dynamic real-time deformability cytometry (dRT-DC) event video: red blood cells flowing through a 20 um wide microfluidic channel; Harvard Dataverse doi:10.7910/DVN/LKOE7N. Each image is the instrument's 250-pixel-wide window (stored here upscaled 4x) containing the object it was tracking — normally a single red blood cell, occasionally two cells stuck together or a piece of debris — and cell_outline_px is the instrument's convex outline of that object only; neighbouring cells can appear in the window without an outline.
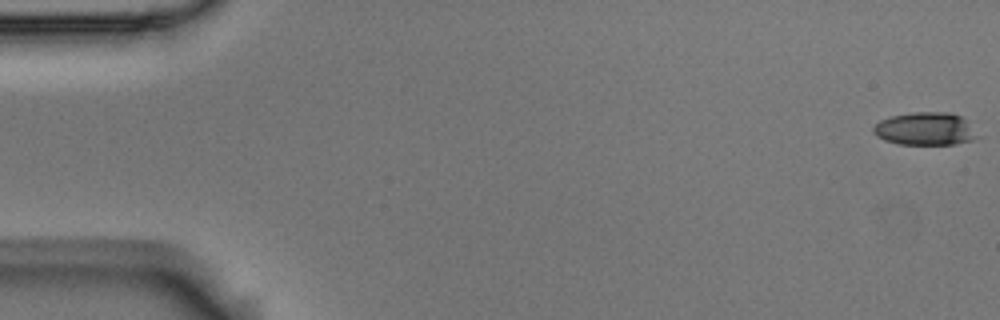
{"species": "Egyptian fruit bat (a non-hibernating species)", "species_latin": "Rousettus aegyptiacus", "temperature_condition": "room temperature", "stored_images_in_passage": 57, "camera_frame_rate_fps": 3000, "um_per_image_px": 0.085, "animal": {"sex": "male"}, "frame": {"image": 1, "passage_image": 1, "time_ms": 0.0, "image_size_px": [1000, 320], "cell_outline_px": [[980, 136], [972, 140], [956, 144], [900, 144], [884, 140], [876, 136], [872, 132], [872, 128], [880, 120], [892, 116], [912, 112], [952, 112], [960, 116]], "centroid_in_image_um": [78.62, 10.95], "position_along_channel_um": 6.4, "area_um2": 19.88}}
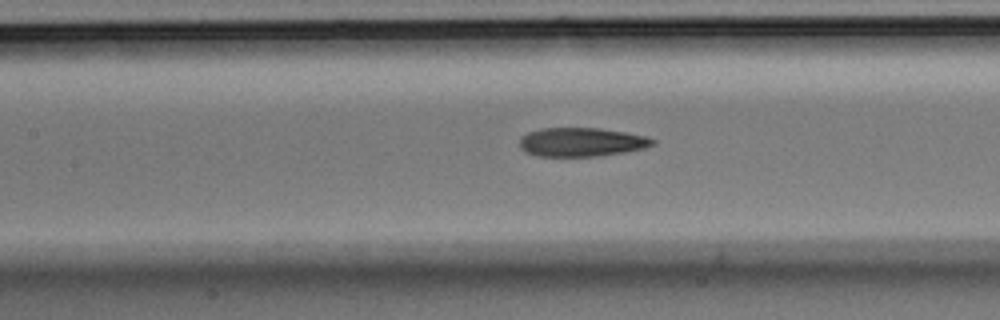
{"frame": {"image": 2, "passage_image": 26, "time_ms": 8.333, "image_size_px": [1000, 320], "cell_outline_px": [[656, 144], [644, 148], [624, 152], [596, 156], [536, 156], [524, 152], [520, 148], [520, 136], [528, 132], [540, 128], [600, 128], [624, 132], [644, 136], [656, 140]], "centroid_in_image_um": [49.39, 12.07], "position_along_channel_um": 158.0, "area_um2": 22.43}}
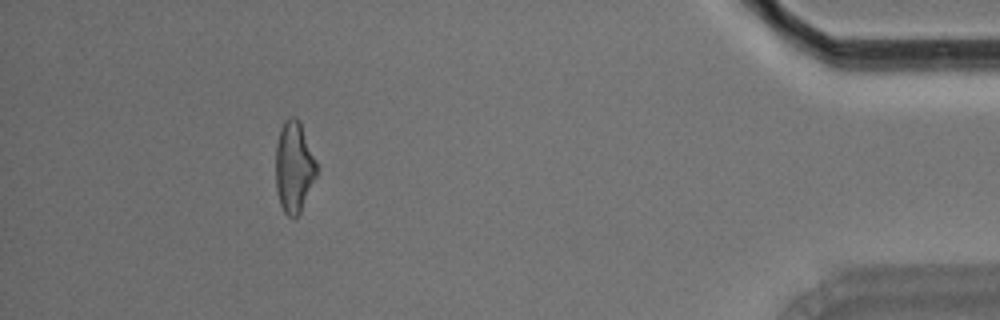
{"frame": {"image": 3, "passage_image": 52, "time_ms": 17.0, "image_size_px": [1000, 320], "cell_outline_px": [[320, 168], [300, 212], [292, 220], [284, 212], [280, 204], [276, 192], [276, 144], [280, 128], [284, 120], [288, 116], [292, 116], [300, 120]], "centroid_in_image_um": [25.0, 14.17], "position_along_channel_um": 410.2, "area_um2": 22.25}, "authors_computed_cell_mechanics": {"area_um2": 22.5998, "velocity_mm_per_s": 3.5683, "shape_relaxation_time_tau1_ms": 10.1328, "shape_relaxation_time_tau2_ms": 4.1292, "deformation_change_tau1": 0.2359, "deformation_change_tau2": 0.1508}}